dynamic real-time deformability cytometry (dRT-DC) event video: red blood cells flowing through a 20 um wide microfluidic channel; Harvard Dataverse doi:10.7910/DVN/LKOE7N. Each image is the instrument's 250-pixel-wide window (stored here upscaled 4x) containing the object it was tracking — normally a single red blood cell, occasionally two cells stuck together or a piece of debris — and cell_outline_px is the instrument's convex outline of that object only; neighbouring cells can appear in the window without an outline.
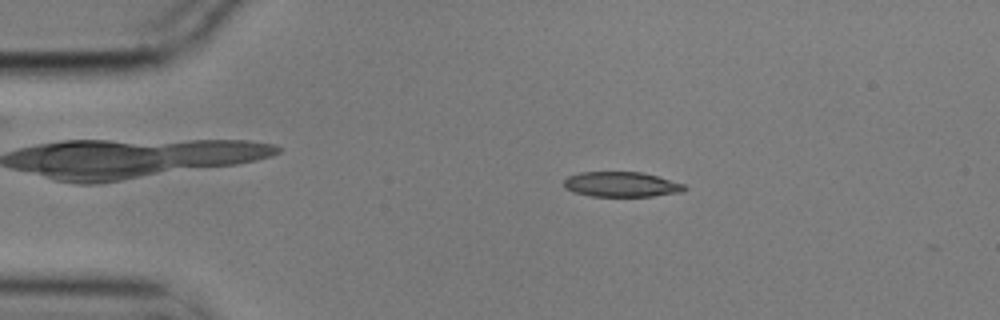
{"species": "common noctule bat (a hibernating species)", "species_latin": "Nyctalus noctula", "temperature_condition": "cold", "stored_images_in_passage": 8, "camera_frame_rate_fps": 3000, "um_per_image_px": 0.085, "animal": {"sex": "male", "body_mass_g": 17.9}, "frame": {"image": 1, "passage_image": 2, "time_ms": 0.333, "image_size_px": [1000, 320], "cell_outline_px": [[688, 188], [684, 192], [652, 196], [592, 196], [572, 192], [564, 188], [564, 180], [568, 176], [580, 172], [640, 172], [656, 176], [684, 184]], "centroid_in_image_um": [52.81, 15.68], "position_along_channel_um": 32.2, "area_um2": 17.63}}
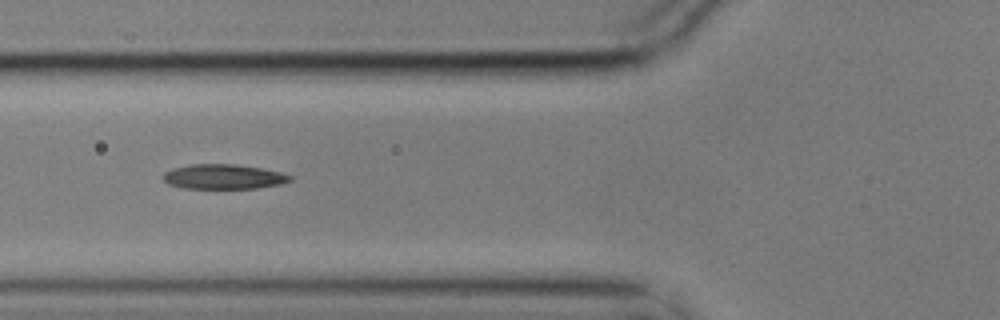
{"frame": {"image": 2, "passage_image": 5, "time_ms": 1.333, "image_size_px": [1000, 320], "cell_outline_px": [[292, 180], [284, 184], [256, 188], [184, 188], [168, 184], [164, 180], [164, 172], [172, 168], [192, 164], [236, 164], [260, 168], [280, 172], [292, 176]], "centroid_in_image_um": [19.02, 15.02], "position_along_channel_um": 106.8, "area_um2": 18.32}}
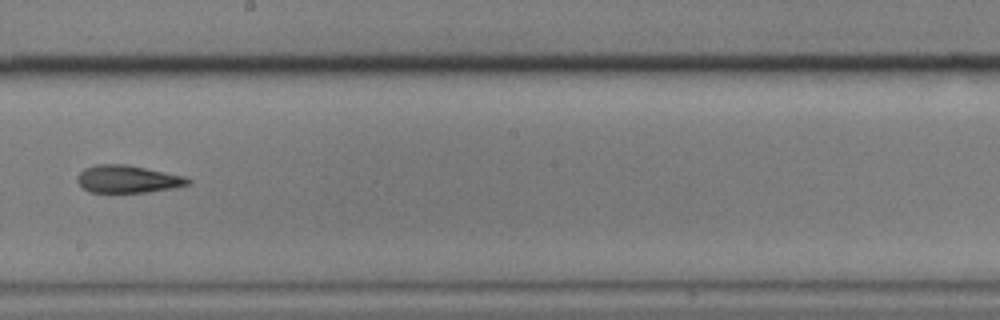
{"frame": {"image": 3, "passage_image": 8, "time_ms": 2.333, "image_size_px": [1000, 320], "cell_outline_px": [[192, 180], [188, 184], [172, 188], [148, 192], [88, 192], [76, 180], [76, 176], [84, 168], [96, 164], [128, 164], [184, 176]], "centroid_in_image_um": [10.83, 15.21], "position_along_channel_um": 237.4, "area_um2": 17.74}}